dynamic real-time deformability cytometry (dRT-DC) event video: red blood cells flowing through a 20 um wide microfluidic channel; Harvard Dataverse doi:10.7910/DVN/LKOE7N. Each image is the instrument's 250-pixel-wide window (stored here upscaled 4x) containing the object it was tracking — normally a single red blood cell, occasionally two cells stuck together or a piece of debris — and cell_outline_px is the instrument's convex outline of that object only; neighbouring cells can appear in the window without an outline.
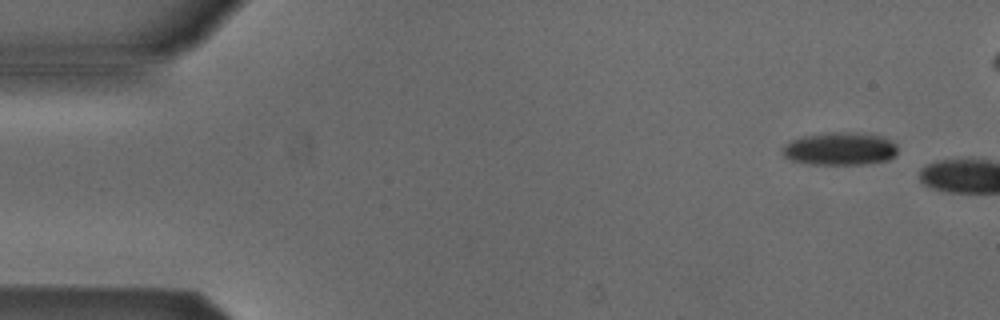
{"species": "Egyptian fruit bat (a non-hibernating species)", "species_latin": "Rousettus aegyptiacus", "temperature_condition": "cold", "stored_images_in_passage": 3, "camera_frame_rate_fps": 3000, "um_per_image_px": 0.085, "animal": {"sex": "male"}, "frame": {"image": 1, "passage_image": 2, "time_ms": 1.0, "image_size_px": [1000, 320], "cell_outline_px": [[896, 152], [888, 160], [864, 164], [808, 164], [788, 160], [780, 152], [784, 144], [788, 140], [804, 136], [828, 132], [856, 132], [880, 136], [896, 144]], "centroid_in_image_um": [71.3, 12.64], "position_along_channel_um": 13.7, "area_um2": 22.2}}